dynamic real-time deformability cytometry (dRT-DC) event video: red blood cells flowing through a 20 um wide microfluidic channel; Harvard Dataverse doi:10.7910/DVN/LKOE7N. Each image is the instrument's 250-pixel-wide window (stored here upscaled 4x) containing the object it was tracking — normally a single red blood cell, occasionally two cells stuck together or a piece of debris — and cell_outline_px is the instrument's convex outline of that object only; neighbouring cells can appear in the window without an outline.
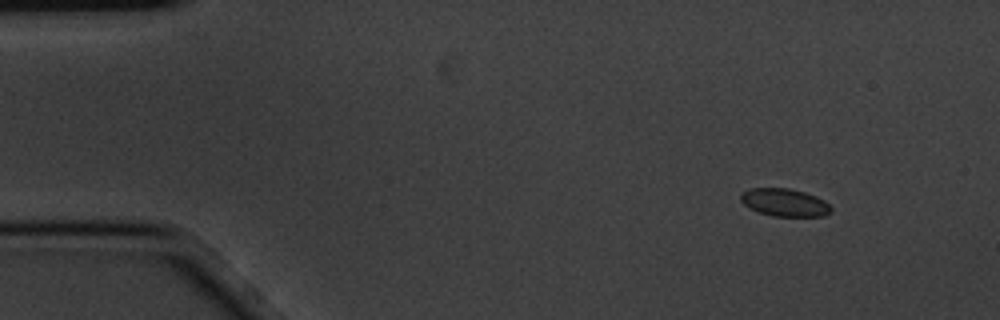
{"species": "common noctule bat (a hibernating species)", "species_latin": "Nyctalus noctula", "temperature_condition": "cold", "stored_images_in_passage": 5, "segment_of_instrument_passage": [1, 2], "camera_frame_rate_fps": 3000, "um_per_image_px": 0.085, "animal": {"sex": "male", "body_mass_g": 20.1, "forearm_length_mm": 53.5}, "frame": {"image": 1, "passage_image": 1, "time_ms": 0.0, "image_size_px": [1000, 320], "cell_outline_px": [[832, 212], [824, 216], [772, 216], [760, 212], [744, 204], [740, 200], [740, 192], [752, 188], [788, 188], [804, 192], [816, 196], [824, 200], [832, 208]], "centroid_in_image_um": [66.7, 17.2], "position_along_channel_um": 18.3, "area_um2": 14.57}}
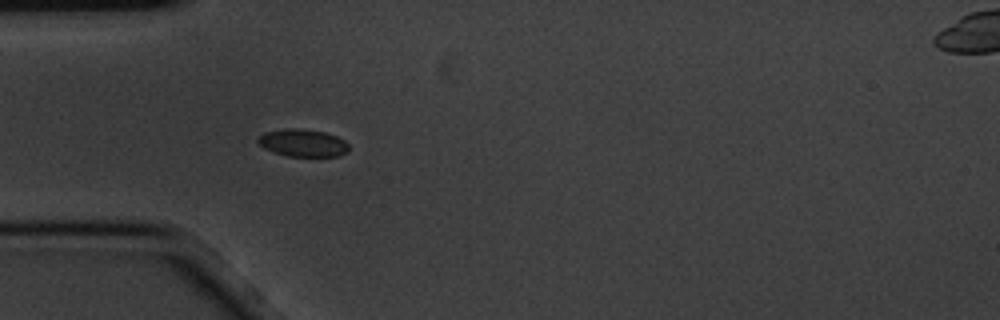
{"frame": {"image": 2, "passage_image": 4, "time_ms": 1.0, "image_size_px": [1000, 320], "cell_outline_px": [[348, 152], [340, 156], [288, 156], [272, 152], [264, 148], [256, 140], [264, 132], [284, 128], [300, 128], [324, 132], [336, 136], [344, 140], [348, 144]], "centroid_in_image_um": [25.73, 12.14], "position_along_channel_um": 59.3, "area_um2": 14.62}}